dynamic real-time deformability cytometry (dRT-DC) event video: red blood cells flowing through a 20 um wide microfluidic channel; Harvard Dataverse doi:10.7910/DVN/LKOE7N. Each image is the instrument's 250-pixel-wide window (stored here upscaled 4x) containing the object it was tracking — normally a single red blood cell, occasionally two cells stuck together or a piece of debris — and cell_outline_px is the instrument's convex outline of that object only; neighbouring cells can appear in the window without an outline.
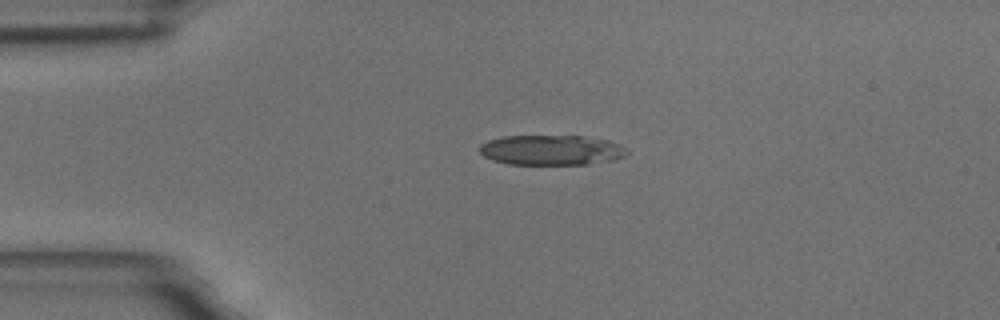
{"species": "common noctule bat (a hibernating species)", "species_latin": "Nyctalus noctula", "temperature_condition": "room temperature", "stored_images_in_passage": 43, "camera_frame_rate_fps": 3000, "um_per_image_px": 0.085, "animal": {"sex": "male", "body_mass_g": 18.8}, "frame": {"image": 1, "passage_image": 1, "time_ms": 0.0, "image_size_px": [1000, 320], "cell_outline_px": [[628, 156], [616, 160], [588, 164], [508, 164], [492, 160], [484, 156], [480, 152], [480, 144], [488, 140], [504, 136], [580, 136], [608, 140], [620, 144], [628, 148]], "centroid_in_image_um": [46.92, 12.76], "position_along_channel_um": 38.1, "area_um2": 26.07}}